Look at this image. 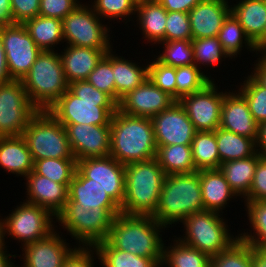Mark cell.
I'll list each match as a JSON object with an SVG mask.
<instances>
[{
  "instance_id": "ac0fdd59",
  "label": "cell",
  "mask_w": 266,
  "mask_h": 267,
  "mask_svg": "<svg viewBox=\"0 0 266 267\" xmlns=\"http://www.w3.org/2000/svg\"><path fill=\"white\" fill-rule=\"evenodd\" d=\"M75 159L110 156V125L62 124Z\"/></svg>"
},
{
  "instance_id": "680465c9",
  "label": "cell",
  "mask_w": 266,
  "mask_h": 267,
  "mask_svg": "<svg viewBox=\"0 0 266 267\" xmlns=\"http://www.w3.org/2000/svg\"><path fill=\"white\" fill-rule=\"evenodd\" d=\"M256 149L257 152L266 157V121L259 124Z\"/></svg>"
},
{
  "instance_id": "b9f144b4",
  "label": "cell",
  "mask_w": 266,
  "mask_h": 267,
  "mask_svg": "<svg viewBox=\"0 0 266 267\" xmlns=\"http://www.w3.org/2000/svg\"><path fill=\"white\" fill-rule=\"evenodd\" d=\"M235 89L245 98L254 120L261 124L266 121V88L260 85L248 72ZM239 84V85H238Z\"/></svg>"
},
{
  "instance_id": "603a6c76",
  "label": "cell",
  "mask_w": 266,
  "mask_h": 267,
  "mask_svg": "<svg viewBox=\"0 0 266 267\" xmlns=\"http://www.w3.org/2000/svg\"><path fill=\"white\" fill-rule=\"evenodd\" d=\"M58 52L68 84L86 80L97 63L111 49H92L73 45L62 46Z\"/></svg>"
},
{
  "instance_id": "94428289",
  "label": "cell",
  "mask_w": 266,
  "mask_h": 267,
  "mask_svg": "<svg viewBox=\"0 0 266 267\" xmlns=\"http://www.w3.org/2000/svg\"><path fill=\"white\" fill-rule=\"evenodd\" d=\"M253 267H266V248L254 249Z\"/></svg>"
},
{
  "instance_id": "2e32d148",
  "label": "cell",
  "mask_w": 266,
  "mask_h": 267,
  "mask_svg": "<svg viewBox=\"0 0 266 267\" xmlns=\"http://www.w3.org/2000/svg\"><path fill=\"white\" fill-rule=\"evenodd\" d=\"M77 169L91 182L101 186L120 206L125 198V165L111 156L77 161Z\"/></svg>"
},
{
  "instance_id": "6f0895ef",
  "label": "cell",
  "mask_w": 266,
  "mask_h": 267,
  "mask_svg": "<svg viewBox=\"0 0 266 267\" xmlns=\"http://www.w3.org/2000/svg\"><path fill=\"white\" fill-rule=\"evenodd\" d=\"M11 80L12 79L7 66L6 53L0 38V84L10 82Z\"/></svg>"
},
{
  "instance_id": "ab89813d",
  "label": "cell",
  "mask_w": 266,
  "mask_h": 267,
  "mask_svg": "<svg viewBox=\"0 0 266 267\" xmlns=\"http://www.w3.org/2000/svg\"><path fill=\"white\" fill-rule=\"evenodd\" d=\"M88 3H90L94 12L103 21L107 20L108 24L113 28L112 21L114 24H120V22L122 24L123 22L124 26H128L127 28L130 27V21L132 24L134 23L133 19H135L136 15V6L131 0H89Z\"/></svg>"
},
{
  "instance_id": "8fae6325",
  "label": "cell",
  "mask_w": 266,
  "mask_h": 267,
  "mask_svg": "<svg viewBox=\"0 0 266 267\" xmlns=\"http://www.w3.org/2000/svg\"><path fill=\"white\" fill-rule=\"evenodd\" d=\"M13 208L7 216L0 213L5 245L12 239L22 247L47 237L56 229V217L41 206L22 200Z\"/></svg>"
},
{
  "instance_id": "f5cc1de1",
  "label": "cell",
  "mask_w": 266,
  "mask_h": 267,
  "mask_svg": "<svg viewBox=\"0 0 266 267\" xmlns=\"http://www.w3.org/2000/svg\"><path fill=\"white\" fill-rule=\"evenodd\" d=\"M15 24H24L39 15L40 0H10Z\"/></svg>"
},
{
  "instance_id": "ba28073f",
  "label": "cell",
  "mask_w": 266,
  "mask_h": 267,
  "mask_svg": "<svg viewBox=\"0 0 266 267\" xmlns=\"http://www.w3.org/2000/svg\"><path fill=\"white\" fill-rule=\"evenodd\" d=\"M22 82L32 105L48 111L69 87L59 52L42 51Z\"/></svg>"
},
{
  "instance_id": "e575fe53",
  "label": "cell",
  "mask_w": 266,
  "mask_h": 267,
  "mask_svg": "<svg viewBox=\"0 0 266 267\" xmlns=\"http://www.w3.org/2000/svg\"><path fill=\"white\" fill-rule=\"evenodd\" d=\"M194 64L204 72L211 80H217L212 77L210 71L213 68L221 67L224 61L223 67H226L225 61H232L230 56L224 51L218 37L198 38L192 39ZM205 69H204V68ZM207 69V70H206Z\"/></svg>"
},
{
  "instance_id": "db71d44e",
  "label": "cell",
  "mask_w": 266,
  "mask_h": 267,
  "mask_svg": "<svg viewBox=\"0 0 266 267\" xmlns=\"http://www.w3.org/2000/svg\"><path fill=\"white\" fill-rule=\"evenodd\" d=\"M256 57V60L250 63L251 67L249 68L250 71H248V73L260 85L266 88V52L257 54Z\"/></svg>"
},
{
  "instance_id": "5bb4252c",
  "label": "cell",
  "mask_w": 266,
  "mask_h": 267,
  "mask_svg": "<svg viewBox=\"0 0 266 267\" xmlns=\"http://www.w3.org/2000/svg\"><path fill=\"white\" fill-rule=\"evenodd\" d=\"M0 38L6 53L12 80H22L42 50L31 38L23 24L0 27Z\"/></svg>"
},
{
  "instance_id": "484cf974",
  "label": "cell",
  "mask_w": 266,
  "mask_h": 267,
  "mask_svg": "<svg viewBox=\"0 0 266 267\" xmlns=\"http://www.w3.org/2000/svg\"><path fill=\"white\" fill-rule=\"evenodd\" d=\"M200 184L204 210L224 214L223 210L230 207V202L240 201L220 169L200 170Z\"/></svg>"
},
{
  "instance_id": "277c9868",
  "label": "cell",
  "mask_w": 266,
  "mask_h": 267,
  "mask_svg": "<svg viewBox=\"0 0 266 267\" xmlns=\"http://www.w3.org/2000/svg\"><path fill=\"white\" fill-rule=\"evenodd\" d=\"M203 210L200 170L166 175L153 215L160 224L172 229L186 217Z\"/></svg>"
},
{
  "instance_id": "d4e9b609",
  "label": "cell",
  "mask_w": 266,
  "mask_h": 267,
  "mask_svg": "<svg viewBox=\"0 0 266 267\" xmlns=\"http://www.w3.org/2000/svg\"><path fill=\"white\" fill-rule=\"evenodd\" d=\"M113 50L112 48V70L115 82V102L118 104L123 96L148 78V59L142 57L140 62L130 57L126 59L125 55L116 53L117 49ZM142 60L146 63H142Z\"/></svg>"
},
{
  "instance_id": "4dcf8cb0",
  "label": "cell",
  "mask_w": 266,
  "mask_h": 267,
  "mask_svg": "<svg viewBox=\"0 0 266 267\" xmlns=\"http://www.w3.org/2000/svg\"><path fill=\"white\" fill-rule=\"evenodd\" d=\"M23 25L42 51H58L64 46L62 20L38 15Z\"/></svg>"
},
{
  "instance_id": "f1b7e54d",
  "label": "cell",
  "mask_w": 266,
  "mask_h": 267,
  "mask_svg": "<svg viewBox=\"0 0 266 267\" xmlns=\"http://www.w3.org/2000/svg\"><path fill=\"white\" fill-rule=\"evenodd\" d=\"M236 2L233 3V2ZM231 13L255 43L266 28V0H230Z\"/></svg>"
},
{
  "instance_id": "e7e4bbea",
  "label": "cell",
  "mask_w": 266,
  "mask_h": 267,
  "mask_svg": "<svg viewBox=\"0 0 266 267\" xmlns=\"http://www.w3.org/2000/svg\"><path fill=\"white\" fill-rule=\"evenodd\" d=\"M131 1L134 3L135 6H138V5L143 4L149 0H131Z\"/></svg>"
},
{
  "instance_id": "44dd1931",
  "label": "cell",
  "mask_w": 266,
  "mask_h": 267,
  "mask_svg": "<svg viewBox=\"0 0 266 267\" xmlns=\"http://www.w3.org/2000/svg\"><path fill=\"white\" fill-rule=\"evenodd\" d=\"M230 87L224 94L220 128L257 141L259 124L254 120L245 98Z\"/></svg>"
},
{
  "instance_id": "d6a6232c",
  "label": "cell",
  "mask_w": 266,
  "mask_h": 267,
  "mask_svg": "<svg viewBox=\"0 0 266 267\" xmlns=\"http://www.w3.org/2000/svg\"><path fill=\"white\" fill-rule=\"evenodd\" d=\"M218 39L224 51L230 56L231 59H233V61H235L237 57L241 58L243 51H247V53L249 51V53H252L251 56L254 53L253 56L255 58L258 54L255 48V44L246 35L244 29L239 24V21L234 17L232 13H230L224 20L218 34Z\"/></svg>"
},
{
  "instance_id": "1f68e13d",
  "label": "cell",
  "mask_w": 266,
  "mask_h": 267,
  "mask_svg": "<svg viewBox=\"0 0 266 267\" xmlns=\"http://www.w3.org/2000/svg\"><path fill=\"white\" fill-rule=\"evenodd\" d=\"M170 238L164 244L161 267H210L209 255L184 244L175 235Z\"/></svg>"
},
{
  "instance_id": "cb8c5ba5",
  "label": "cell",
  "mask_w": 266,
  "mask_h": 267,
  "mask_svg": "<svg viewBox=\"0 0 266 267\" xmlns=\"http://www.w3.org/2000/svg\"><path fill=\"white\" fill-rule=\"evenodd\" d=\"M166 19L167 10L156 0H149L136 6L133 27L139 28L136 29L138 34L139 31L141 32L142 46H149V48L152 46V49L153 46L156 48L159 43L165 42Z\"/></svg>"
},
{
  "instance_id": "836d02e7",
  "label": "cell",
  "mask_w": 266,
  "mask_h": 267,
  "mask_svg": "<svg viewBox=\"0 0 266 267\" xmlns=\"http://www.w3.org/2000/svg\"><path fill=\"white\" fill-rule=\"evenodd\" d=\"M220 165L222 163L244 159L257 153L256 141L252 138L245 137L217 128L215 130Z\"/></svg>"
},
{
  "instance_id": "bcb514c9",
  "label": "cell",
  "mask_w": 266,
  "mask_h": 267,
  "mask_svg": "<svg viewBox=\"0 0 266 267\" xmlns=\"http://www.w3.org/2000/svg\"><path fill=\"white\" fill-rule=\"evenodd\" d=\"M86 81L108 94L115 101V82L112 70V49L101 58Z\"/></svg>"
},
{
  "instance_id": "d6986e66",
  "label": "cell",
  "mask_w": 266,
  "mask_h": 267,
  "mask_svg": "<svg viewBox=\"0 0 266 267\" xmlns=\"http://www.w3.org/2000/svg\"><path fill=\"white\" fill-rule=\"evenodd\" d=\"M175 102L173 97L147 78L140 86L121 98L117 109L130 116L152 118Z\"/></svg>"
},
{
  "instance_id": "30bf717a",
  "label": "cell",
  "mask_w": 266,
  "mask_h": 267,
  "mask_svg": "<svg viewBox=\"0 0 266 267\" xmlns=\"http://www.w3.org/2000/svg\"><path fill=\"white\" fill-rule=\"evenodd\" d=\"M108 22L103 21L87 1L81 3L62 20L65 45L92 49L114 48L113 31ZM111 32V33H110ZM113 40V42H112Z\"/></svg>"
},
{
  "instance_id": "c3c4849f",
  "label": "cell",
  "mask_w": 266,
  "mask_h": 267,
  "mask_svg": "<svg viewBox=\"0 0 266 267\" xmlns=\"http://www.w3.org/2000/svg\"><path fill=\"white\" fill-rule=\"evenodd\" d=\"M192 40L189 14L178 11H167L165 41Z\"/></svg>"
},
{
  "instance_id": "60d3db41",
  "label": "cell",
  "mask_w": 266,
  "mask_h": 267,
  "mask_svg": "<svg viewBox=\"0 0 266 267\" xmlns=\"http://www.w3.org/2000/svg\"><path fill=\"white\" fill-rule=\"evenodd\" d=\"M151 51L152 55L162 64L171 67H180L194 64L192 40H173L159 43ZM158 50V51H157ZM156 53V54H154Z\"/></svg>"
},
{
  "instance_id": "f907efd6",
  "label": "cell",
  "mask_w": 266,
  "mask_h": 267,
  "mask_svg": "<svg viewBox=\"0 0 266 267\" xmlns=\"http://www.w3.org/2000/svg\"><path fill=\"white\" fill-rule=\"evenodd\" d=\"M256 201H266V157L264 156H261L257 162L249 194L242 203Z\"/></svg>"
},
{
  "instance_id": "91938a15",
  "label": "cell",
  "mask_w": 266,
  "mask_h": 267,
  "mask_svg": "<svg viewBox=\"0 0 266 267\" xmlns=\"http://www.w3.org/2000/svg\"><path fill=\"white\" fill-rule=\"evenodd\" d=\"M9 246H6L1 252H0V267H17V264H14L16 262L15 258H17V251L10 252L8 250ZM16 254H12L15 253ZM14 259V260H13Z\"/></svg>"
},
{
  "instance_id": "7dc6e473",
  "label": "cell",
  "mask_w": 266,
  "mask_h": 267,
  "mask_svg": "<svg viewBox=\"0 0 266 267\" xmlns=\"http://www.w3.org/2000/svg\"><path fill=\"white\" fill-rule=\"evenodd\" d=\"M151 57L148 58V78L176 100V67L162 64L152 54Z\"/></svg>"
},
{
  "instance_id": "f546056e",
  "label": "cell",
  "mask_w": 266,
  "mask_h": 267,
  "mask_svg": "<svg viewBox=\"0 0 266 267\" xmlns=\"http://www.w3.org/2000/svg\"><path fill=\"white\" fill-rule=\"evenodd\" d=\"M261 156L262 155L257 152L255 155L244 159L222 163L219 167L231 190L236 194L241 202L249 194L255 168Z\"/></svg>"
},
{
  "instance_id": "83f0119b",
  "label": "cell",
  "mask_w": 266,
  "mask_h": 267,
  "mask_svg": "<svg viewBox=\"0 0 266 267\" xmlns=\"http://www.w3.org/2000/svg\"><path fill=\"white\" fill-rule=\"evenodd\" d=\"M78 208L120 207L98 184L91 182L78 169L68 186V201Z\"/></svg>"
},
{
  "instance_id": "d590c367",
  "label": "cell",
  "mask_w": 266,
  "mask_h": 267,
  "mask_svg": "<svg viewBox=\"0 0 266 267\" xmlns=\"http://www.w3.org/2000/svg\"><path fill=\"white\" fill-rule=\"evenodd\" d=\"M249 229L239 230V238L254 249L266 248V201L244 202ZM247 230V231H246ZM246 231V232H245ZM249 231V232H248Z\"/></svg>"
},
{
  "instance_id": "6da1fadb",
  "label": "cell",
  "mask_w": 266,
  "mask_h": 267,
  "mask_svg": "<svg viewBox=\"0 0 266 267\" xmlns=\"http://www.w3.org/2000/svg\"><path fill=\"white\" fill-rule=\"evenodd\" d=\"M117 103L86 80L69 84L68 90L48 110L61 124L110 125Z\"/></svg>"
},
{
  "instance_id": "9a60e30c",
  "label": "cell",
  "mask_w": 266,
  "mask_h": 267,
  "mask_svg": "<svg viewBox=\"0 0 266 267\" xmlns=\"http://www.w3.org/2000/svg\"><path fill=\"white\" fill-rule=\"evenodd\" d=\"M62 234L55 229L47 237L20 247L22 253L16 257L22 262L17 267H63L77 246L69 243V239L63 237L65 233Z\"/></svg>"
},
{
  "instance_id": "9f6ffc18",
  "label": "cell",
  "mask_w": 266,
  "mask_h": 267,
  "mask_svg": "<svg viewBox=\"0 0 266 267\" xmlns=\"http://www.w3.org/2000/svg\"><path fill=\"white\" fill-rule=\"evenodd\" d=\"M14 24L10 0H0V27Z\"/></svg>"
},
{
  "instance_id": "9c48e42d",
  "label": "cell",
  "mask_w": 266,
  "mask_h": 267,
  "mask_svg": "<svg viewBox=\"0 0 266 267\" xmlns=\"http://www.w3.org/2000/svg\"><path fill=\"white\" fill-rule=\"evenodd\" d=\"M22 136L33 161L47 158H75L65 127L49 112L38 111L28 122Z\"/></svg>"
},
{
  "instance_id": "f6af8a7d",
  "label": "cell",
  "mask_w": 266,
  "mask_h": 267,
  "mask_svg": "<svg viewBox=\"0 0 266 267\" xmlns=\"http://www.w3.org/2000/svg\"><path fill=\"white\" fill-rule=\"evenodd\" d=\"M211 81L195 64L176 67V101L202 90Z\"/></svg>"
},
{
  "instance_id": "ee69618b",
  "label": "cell",
  "mask_w": 266,
  "mask_h": 267,
  "mask_svg": "<svg viewBox=\"0 0 266 267\" xmlns=\"http://www.w3.org/2000/svg\"><path fill=\"white\" fill-rule=\"evenodd\" d=\"M254 248L240 238L211 257L210 267H253Z\"/></svg>"
},
{
  "instance_id": "8992f818",
  "label": "cell",
  "mask_w": 266,
  "mask_h": 267,
  "mask_svg": "<svg viewBox=\"0 0 266 267\" xmlns=\"http://www.w3.org/2000/svg\"><path fill=\"white\" fill-rule=\"evenodd\" d=\"M120 213L121 207L86 209L78 208L75 202H67L56 216V229L66 231L77 247H95L108 238L113 219Z\"/></svg>"
},
{
  "instance_id": "8d00e7d4",
  "label": "cell",
  "mask_w": 266,
  "mask_h": 267,
  "mask_svg": "<svg viewBox=\"0 0 266 267\" xmlns=\"http://www.w3.org/2000/svg\"><path fill=\"white\" fill-rule=\"evenodd\" d=\"M156 159L166 175L197 171L192 158L191 145L157 146Z\"/></svg>"
},
{
  "instance_id": "816d5d0a",
  "label": "cell",
  "mask_w": 266,
  "mask_h": 267,
  "mask_svg": "<svg viewBox=\"0 0 266 267\" xmlns=\"http://www.w3.org/2000/svg\"><path fill=\"white\" fill-rule=\"evenodd\" d=\"M98 261L100 265L99 254L94 247H77L65 260L63 267H95Z\"/></svg>"
},
{
  "instance_id": "5b68a950",
  "label": "cell",
  "mask_w": 266,
  "mask_h": 267,
  "mask_svg": "<svg viewBox=\"0 0 266 267\" xmlns=\"http://www.w3.org/2000/svg\"><path fill=\"white\" fill-rule=\"evenodd\" d=\"M166 174L156 158L125 165V198L121 213L153 216Z\"/></svg>"
},
{
  "instance_id": "4316f807",
  "label": "cell",
  "mask_w": 266,
  "mask_h": 267,
  "mask_svg": "<svg viewBox=\"0 0 266 267\" xmlns=\"http://www.w3.org/2000/svg\"><path fill=\"white\" fill-rule=\"evenodd\" d=\"M23 179L33 170L34 161L22 135L0 137V169Z\"/></svg>"
},
{
  "instance_id": "74e56055",
  "label": "cell",
  "mask_w": 266,
  "mask_h": 267,
  "mask_svg": "<svg viewBox=\"0 0 266 267\" xmlns=\"http://www.w3.org/2000/svg\"><path fill=\"white\" fill-rule=\"evenodd\" d=\"M102 267H161L163 258H147L114 248L107 240L94 247Z\"/></svg>"
},
{
  "instance_id": "f35d334b",
  "label": "cell",
  "mask_w": 266,
  "mask_h": 267,
  "mask_svg": "<svg viewBox=\"0 0 266 267\" xmlns=\"http://www.w3.org/2000/svg\"><path fill=\"white\" fill-rule=\"evenodd\" d=\"M192 158L197 171L219 169L220 158L215 131H197L191 143Z\"/></svg>"
},
{
  "instance_id": "681fc988",
  "label": "cell",
  "mask_w": 266,
  "mask_h": 267,
  "mask_svg": "<svg viewBox=\"0 0 266 267\" xmlns=\"http://www.w3.org/2000/svg\"><path fill=\"white\" fill-rule=\"evenodd\" d=\"M83 0H40L39 15L63 20Z\"/></svg>"
},
{
  "instance_id": "7a4b0ae2",
  "label": "cell",
  "mask_w": 266,
  "mask_h": 267,
  "mask_svg": "<svg viewBox=\"0 0 266 267\" xmlns=\"http://www.w3.org/2000/svg\"><path fill=\"white\" fill-rule=\"evenodd\" d=\"M153 216L127 215L114 217L106 239L114 248L147 258H163L165 230ZM164 234V235H163Z\"/></svg>"
},
{
  "instance_id": "6125c7cd",
  "label": "cell",
  "mask_w": 266,
  "mask_h": 267,
  "mask_svg": "<svg viewBox=\"0 0 266 267\" xmlns=\"http://www.w3.org/2000/svg\"><path fill=\"white\" fill-rule=\"evenodd\" d=\"M254 44L258 54L266 52V28L263 35Z\"/></svg>"
},
{
  "instance_id": "7402d4cb",
  "label": "cell",
  "mask_w": 266,
  "mask_h": 267,
  "mask_svg": "<svg viewBox=\"0 0 266 267\" xmlns=\"http://www.w3.org/2000/svg\"><path fill=\"white\" fill-rule=\"evenodd\" d=\"M230 0H202L189 12L192 39L218 37L231 13Z\"/></svg>"
},
{
  "instance_id": "4fadbf2b",
  "label": "cell",
  "mask_w": 266,
  "mask_h": 267,
  "mask_svg": "<svg viewBox=\"0 0 266 267\" xmlns=\"http://www.w3.org/2000/svg\"><path fill=\"white\" fill-rule=\"evenodd\" d=\"M212 80L202 90L182 97V105L196 131H215L220 127L221 107L224 94L229 90ZM225 90V91H224Z\"/></svg>"
},
{
  "instance_id": "e0dca14e",
  "label": "cell",
  "mask_w": 266,
  "mask_h": 267,
  "mask_svg": "<svg viewBox=\"0 0 266 267\" xmlns=\"http://www.w3.org/2000/svg\"><path fill=\"white\" fill-rule=\"evenodd\" d=\"M151 120L157 146L191 145L197 132L179 101Z\"/></svg>"
},
{
  "instance_id": "7c38bea8",
  "label": "cell",
  "mask_w": 266,
  "mask_h": 267,
  "mask_svg": "<svg viewBox=\"0 0 266 267\" xmlns=\"http://www.w3.org/2000/svg\"><path fill=\"white\" fill-rule=\"evenodd\" d=\"M37 112L22 80L0 84V137L22 135Z\"/></svg>"
},
{
  "instance_id": "52a82bcc",
  "label": "cell",
  "mask_w": 266,
  "mask_h": 267,
  "mask_svg": "<svg viewBox=\"0 0 266 267\" xmlns=\"http://www.w3.org/2000/svg\"><path fill=\"white\" fill-rule=\"evenodd\" d=\"M225 215L208 210L195 212L180 223L183 234L176 238L210 257L215 256L239 239V231L231 232Z\"/></svg>"
},
{
  "instance_id": "3957f363",
  "label": "cell",
  "mask_w": 266,
  "mask_h": 267,
  "mask_svg": "<svg viewBox=\"0 0 266 267\" xmlns=\"http://www.w3.org/2000/svg\"><path fill=\"white\" fill-rule=\"evenodd\" d=\"M110 156L124 165L156 158L151 118L130 116L118 109L110 121Z\"/></svg>"
},
{
  "instance_id": "7bdbcfd3",
  "label": "cell",
  "mask_w": 266,
  "mask_h": 267,
  "mask_svg": "<svg viewBox=\"0 0 266 267\" xmlns=\"http://www.w3.org/2000/svg\"><path fill=\"white\" fill-rule=\"evenodd\" d=\"M77 170L75 158H47L34 161L33 171L61 184H70Z\"/></svg>"
},
{
  "instance_id": "be15d7a7",
  "label": "cell",
  "mask_w": 266,
  "mask_h": 267,
  "mask_svg": "<svg viewBox=\"0 0 266 267\" xmlns=\"http://www.w3.org/2000/svg\"><path fill=\"white\" fill-rule=\"evenodd\" d=\"M9 244L5 245L4 243V230H3V225H2V221L0 218V252Z\"/></svg>"
},
{
  "instance_id": "11a10c76",
  "label": "cell",
  "mask_w": 266,
  "mask_h": 267,
  "mask_svg": "<svg viewBox=\"0 0 266 267\" xmlns=\"http://www.w3.org/2000/svg\"><path fill=\"white\" fill-rule=\"evenodd\" d=\"M167 11H178L188 13L202 0H156Z\"/></svg>"
},
{
  "instance_id": "ffe728a7",
  "label": "cell",
  "mask_w": 266,
  "mask_h": 267,
  "mask_svg": "<svg viewBox=\"0 0 266 267\" xmlns=\"http://www.w3.org/2000/svg\"><path fill=\"white\" fill-rule=\"evenodd\" d=\"M22 180L26 182H23L26 190L23 201L47 209L54 217L63 210L68 201L69 184L52 181L33 170Z\"/></svg>"
}]
</instances>
